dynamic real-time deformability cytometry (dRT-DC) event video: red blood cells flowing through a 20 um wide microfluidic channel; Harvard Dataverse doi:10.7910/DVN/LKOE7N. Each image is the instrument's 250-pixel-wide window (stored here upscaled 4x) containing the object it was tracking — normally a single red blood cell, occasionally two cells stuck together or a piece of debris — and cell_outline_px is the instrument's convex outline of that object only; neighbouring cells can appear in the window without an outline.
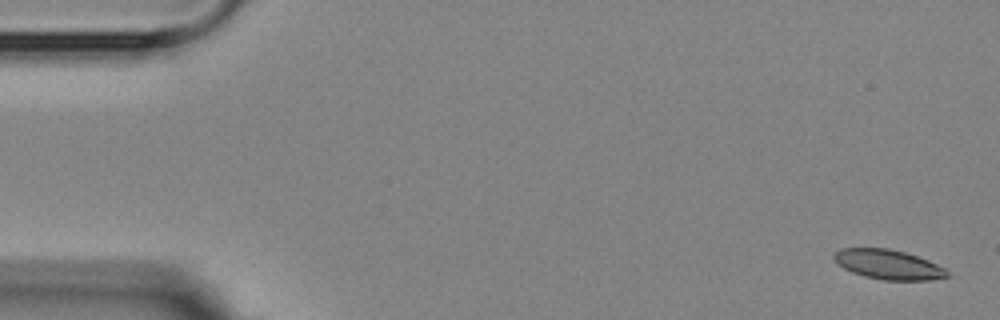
{"species": "Egyptian fruit bat (a non-hibernating species)", "species_latin": "Rousettus aegyptiacus", "temperature_condition": "room temperature", "stored_images_in_passage": 5, "camera_frame_rate_fps": 3000, "um_per_image_px": 0.085, "animal": {"sex": "female"}, "frame": {"image": 1, "passage_image": 1, "time_ms": 0.0, "image_size_px": [1000, 320], "cell_outline_px": [[948, 276], [928, 280], [884, 280], [864, 276], [852, 272], [836, 264], [832, 256], [840, 248], [888, 248], [904, 252], [928, 260], [944, 268], [948, 272]], "centroid_in_image_um": [75.45, 22.48], "position_along_channel_um": 9.5, "area_um2": 19.42}}
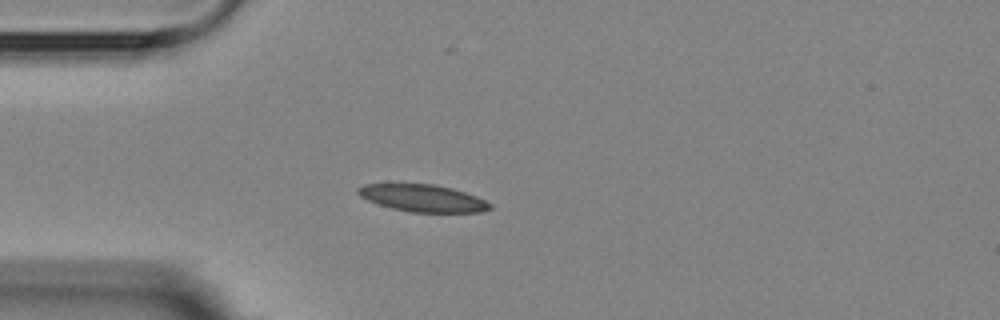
{"frame": {"image": 2, "passage_image": 5, "time_ms": 4.333, "image_size_px": [1000, 320], "cell_outline_px": [[492, 208], [480, 212], [412, 212], [392, 208], [368, 200], [360, 196], [356, 192], [356, 188], [364, 184], [436, 184], [452, 188], [476, 196], [492, 204]], "centroid_in_image_um": [35.94, 16.83], "position_along_channel_um": 49.1, "area_um2": 20.75}}